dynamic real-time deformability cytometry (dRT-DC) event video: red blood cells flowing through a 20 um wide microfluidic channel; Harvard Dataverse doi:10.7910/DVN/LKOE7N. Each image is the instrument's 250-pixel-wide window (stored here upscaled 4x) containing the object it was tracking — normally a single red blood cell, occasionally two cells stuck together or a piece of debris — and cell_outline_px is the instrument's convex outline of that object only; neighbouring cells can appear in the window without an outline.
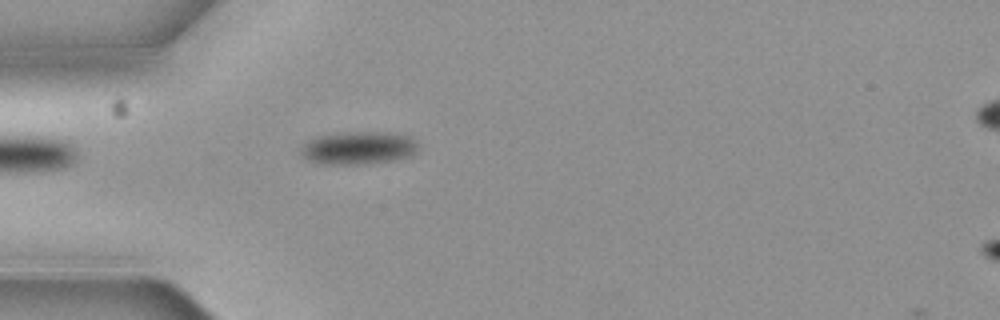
{"species": "common noctule bat (a hibernating species)", "species_latin": "Nyctalus noctula", "temperature_condition": "cold", "stored_images_in_passage": 4, "camera_frame_rate_fps": 3000, "um_per_image_px": 0.085, "animal": {"sex": "female", "body_mass_g": 19.3, "forearm_length_mm": 54.1}, "frame": {"image": 1, "passage_image": 4, "time_ms": 1.0, "image_size_px": [1000, 320], "cell_outline_px": [[416, 152], [408, 156], [392, 160], [360, 164], [324, 164], [312, 160], [304, 156], [300, 152], [304, 144], [308, 140], [316, 136], [340, 132], [392, 132], [412, 136], [416, 140]], "centroid_in_image_um": [30.49, 12.54], "position_along_channel_um": 54.5, "area_um2": 22.37}}